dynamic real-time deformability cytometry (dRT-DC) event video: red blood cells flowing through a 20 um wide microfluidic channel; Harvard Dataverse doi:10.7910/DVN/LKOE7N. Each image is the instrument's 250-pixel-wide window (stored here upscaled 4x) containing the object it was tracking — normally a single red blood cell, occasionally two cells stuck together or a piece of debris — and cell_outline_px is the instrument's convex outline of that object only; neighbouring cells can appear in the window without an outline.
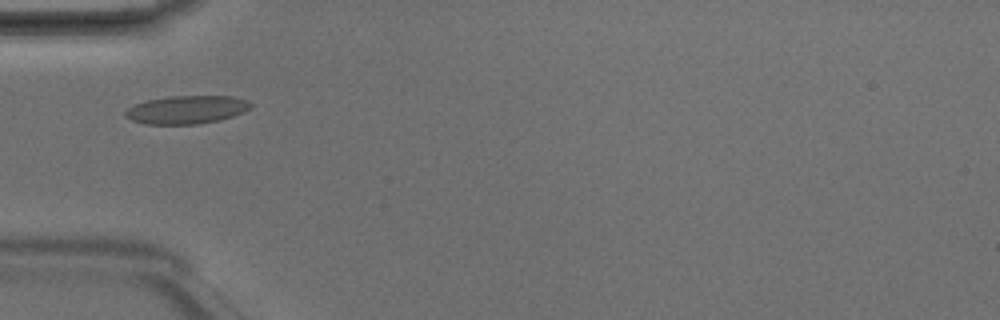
{"species": "Egyptian fruit bat (a non-hibernating species)", "species_latin": "Rousettus aegyptiacus", "temperature_condition": "room temperature", "stored_images_in_passage": 5, "camera_frame_rate_fps": 3000, "um_per_image_px": 0.085, "animal": {"sex": "male"}, "frame": {"image": 1, "passage_image": 3, "time_ms": 0.667, "image_size_px": [1000, 320], "cell_outline_px": [[252, 104], [244, 112], [220, 120], [200, 124], [144, 124], [132, 120], [124, 116], [124, 112], [128, 108], [136, 104], [148, 100], [172, 96], [232, 96], [248, 100]], "centroid_in_image_um": [15.87, 9.33], "position_along_channel_um": 69.1, "area_um2": 20.52}}
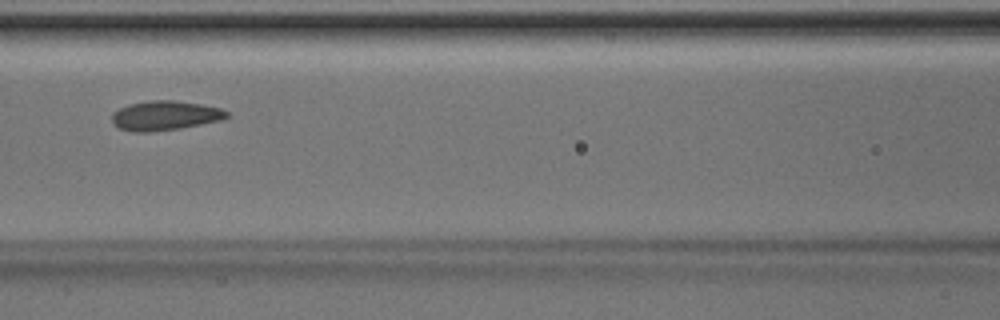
{"frame": {"image": 2, "passage_image": 5, "time_ms": 1.333, "image_size_px": [1000, 320], "cell_outline_px": [[228, 116], [220, 120], [180, 128], [152, 132], [132, 132], [120, 128], [112, 120], [112, 112], [128, 104], [148, 100], [172, 100], [200, 104], [220, 108], [228, 112]], "centroid_in_image_um": [13.99, 9.82], "position_along_channel_um": 152.6, "area_um2": 19.59}}